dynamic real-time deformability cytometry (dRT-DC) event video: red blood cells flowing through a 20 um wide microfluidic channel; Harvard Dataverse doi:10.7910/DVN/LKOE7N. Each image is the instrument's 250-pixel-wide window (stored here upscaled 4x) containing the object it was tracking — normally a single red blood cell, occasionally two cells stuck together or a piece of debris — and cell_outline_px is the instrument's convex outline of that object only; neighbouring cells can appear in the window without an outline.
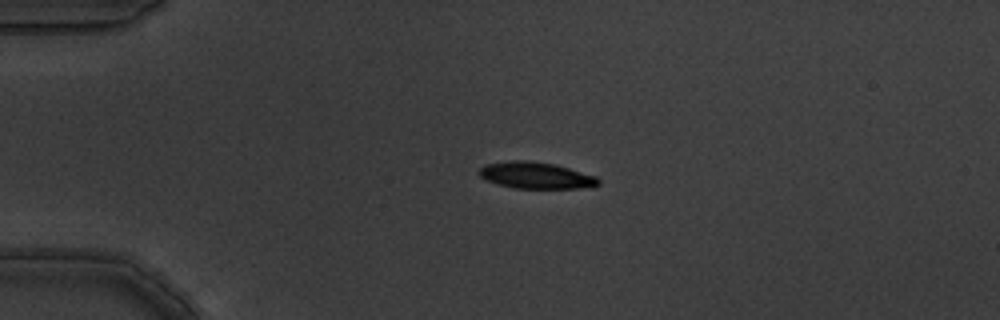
{"species": "common noctule bat (a hibernating species)", "species_latin": "Nyctalus noctula", "temperature_condition": "warm", "stored_images_in_passage": 4, "camera_frame_rate_fps": 3000, "um_per_image_px": 0.085, "animal": {"sex": "male", "body_mass_g": 19.5, "forearm_length_mm": 54.6}, "frame": {"image": 1, "passage_image": 3, "time_ms": 0.667, "image_size_px": [1000, 320], "cell_outline_px": [[600, 184], [592, 188], [512, 188], [484, 180], [476, 172], [484, 164], [512, 160], [524, 160], [556, 164], [596, 176], [600, 180]], "centroid_in_image_um": [45.54, 14.91], "position_along_channel_um": 39.5, "area_um2": 18.73}}